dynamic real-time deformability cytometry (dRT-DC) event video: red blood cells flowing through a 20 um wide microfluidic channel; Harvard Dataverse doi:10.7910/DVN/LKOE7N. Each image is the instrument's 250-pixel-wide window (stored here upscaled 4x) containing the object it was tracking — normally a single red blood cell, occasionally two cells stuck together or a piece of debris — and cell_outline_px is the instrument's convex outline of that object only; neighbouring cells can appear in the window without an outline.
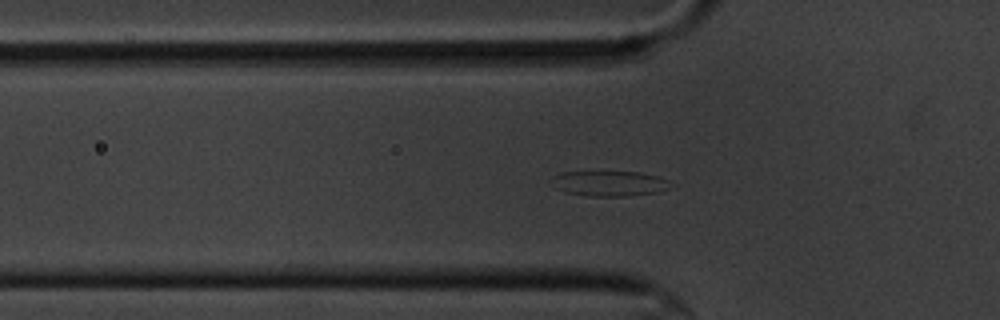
{"species": "common noctule bat (a hibernating species)", "species_latin": "Nyctalus noctula", "temperature_condition": "cold", "stored_images_in_passage": 47, "camera_frame_rate_fps": 3000, "um_per_image_px": 0.085, "animal": {"sex": "male", "body_mass_g": 20.1, "forearm_length_mm": 53.5}, "frame": {"image": 1, "passage_image": 7, "time_ms": 2.0, "image_size_px": [1000, 320], "cell_outline_px": [[668, 180], [660, 192], [628, 196], [588, 196], [564, 192], [548, 184], [548, 180], [552, 176], [560, 172], [640, 172], [660, 176]], "centroid_in_image_um": [51.65, 15.59], "position_along_channel_um": 74.2, "area_um2": 17.57}}
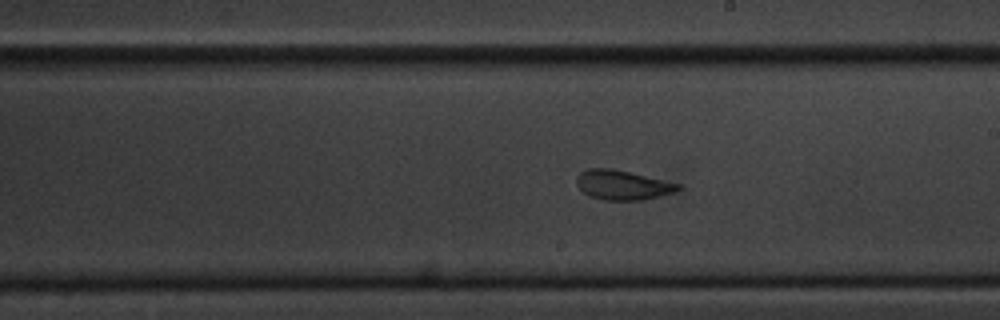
{"frame": {"image": 2, "passage_image": 21, "time_ms": 6.667, "image_size_px": [1000, 320], "cell_outline_px": [[684, 188], [676, 192], [644, 200], [604, 200], [588, 196], [576, 184], [576, 176], [580, 172], [588, 168], [612, 168], [680, 184]], "centroid_in_image_um": [52.92, 15.73], "position_along_channel_um": 236.1, "area_um2": 17.63}}
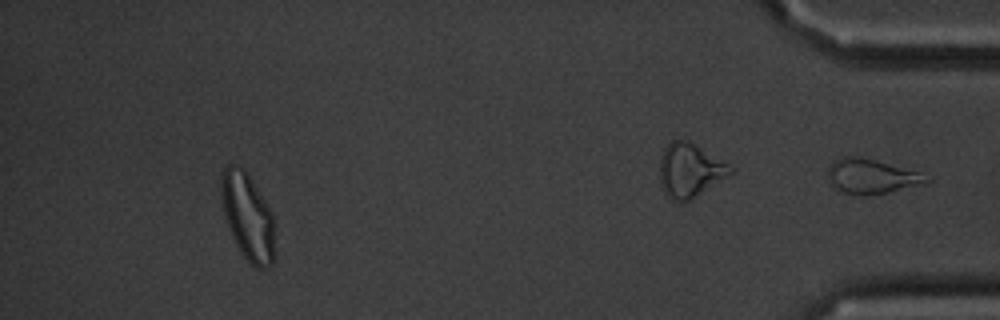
{"frame": {"image": 3, "passage_image": 42, "time_ms": 13.667, "image_size_px": [1000, 320], "cell_outline_px": [[272, 264], [264, 268], [256, 268], [244, 256], [236, 244], [232, 236], [224, 212], [220, 192], [220, 180], [224, 168], [228, 164], [236, 164], [244, 168], [272, 212]], "centroid_in_image_um": [21.01, 18.34], "position_along_channel_um": 414.2, "area_um2": 26.41}}